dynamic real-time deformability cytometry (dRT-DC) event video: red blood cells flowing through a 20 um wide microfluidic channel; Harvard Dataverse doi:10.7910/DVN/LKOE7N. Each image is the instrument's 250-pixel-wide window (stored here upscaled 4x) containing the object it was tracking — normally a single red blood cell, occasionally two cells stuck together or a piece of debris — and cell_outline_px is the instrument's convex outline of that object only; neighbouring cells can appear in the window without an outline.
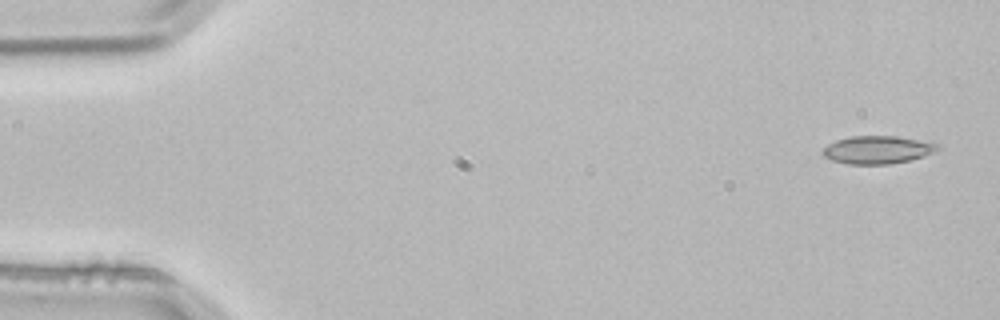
{"species": "common noctule bat (a hibernating species)", "species_latin": "Nyctalus noctula", "temperature_condition": "room temperature", "stored_images_in_passage": 3, "camera_frame_rate_fps": 3000, "um_per_image_px": 0.085, "animal": {"sex": "male", "body_mass_g": 21.5, "forearm_length_mm": 52.0}, "frame": {"image": 1, "passage_image": 1, "time_ms": 0.0, "image_size_px": [1000, 320], "cell_outline_px": [[940, 148], [924, 156], [908, 160], [888, 164], [848, 164], [832, 160], [824, 156], [820, 152], [828, 144], [836, 140], [852, 136], [896, 136], [940, 144]], "centroid_in_image_um": [74.56, 12.73], "position_along_channel_um": 10.4, "area_um2": 18.5}}